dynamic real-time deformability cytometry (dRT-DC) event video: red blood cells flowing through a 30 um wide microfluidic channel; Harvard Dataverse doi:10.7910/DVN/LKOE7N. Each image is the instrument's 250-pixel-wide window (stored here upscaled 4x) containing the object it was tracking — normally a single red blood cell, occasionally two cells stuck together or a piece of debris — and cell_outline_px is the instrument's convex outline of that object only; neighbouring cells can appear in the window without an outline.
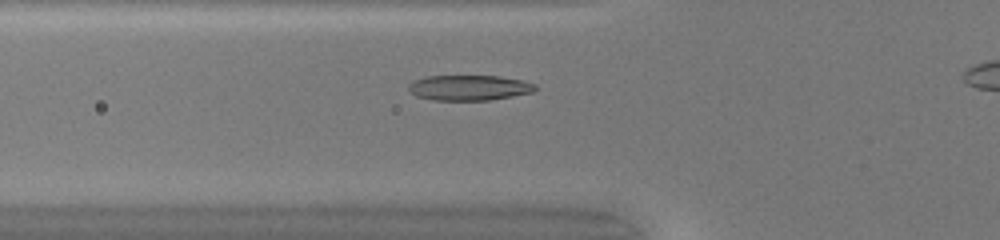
{"species": "common noctule bat (a hibernating species)", "species_latin": "Nyctalus noctula", "temperature_condition": "warm", "stored_images_in_passage": 35, "camera_frame_rate_fps": 3000, "um_per_image_px": 0.085, "animal": {"sex": "female", "body_mass_g": 20.0, "forearm_length_mm": 54.0}, "frame": {"image": 1, "passage_image": 9, "time_ms": 2.667, "image_size_px": [1000, 240], "cell_outline_px": [[536, 88], [532, 92], [512, 96], [488, 100], [432, 100], [416, 96], [408, 88], [408, 84], [412, 80], [424, 76], [500, 76], [524, 80], [536, 84]], "centroid_in_image_um": [39.85, 7.45], "position_along_channel_um": 85.9, "area_um2": 18.79}}
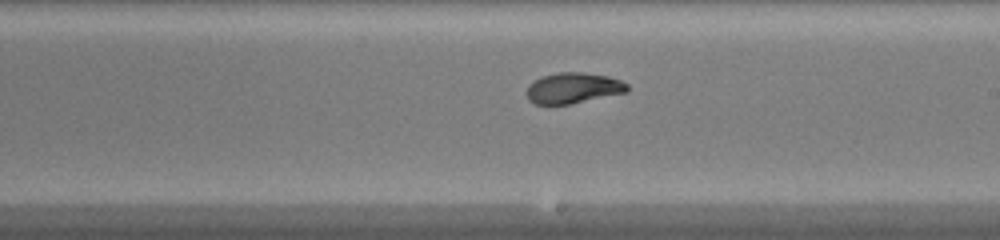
{"frame": {"image": 2, "passage_image": 20, "time_ms": 6.333, "image_size_px": [1000, 240], "cell_outline_px": [[628, 92], [568, 104], [536, 104], [528, 100], [528, 84], [544, 76], [560, 72], [584, 72], [608, 76], [620, 80], [628, 84]], "centroid_in_image_um": [48.75, 7.48], "position_along_channel_um": 240.2, "area_um2": 17.8}}
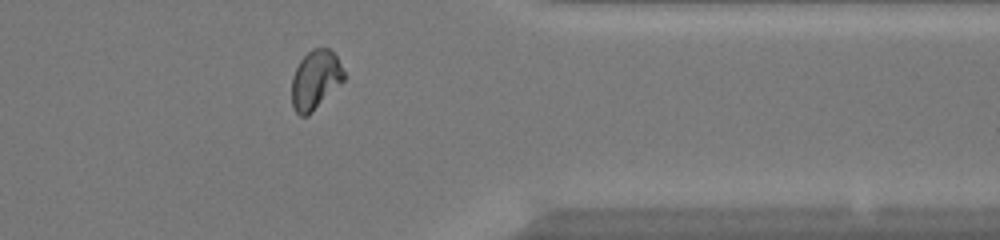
{"frame": {"image": 3, "passage_image": 31, "time_ms": 10.0, "image_size_px": [1000, 240], "cell_outline_px": [[344, 80], [308, 116], [300, 116], [296, 112], [292, 104], [292, 76], [300, 60], [312, 48], [328, 48], [336, 56], [344, 72]], "centroid_in_image_um": [26.79, 6.79], "position_along_channel_um": 384.6, "area_um2": 17.74}}